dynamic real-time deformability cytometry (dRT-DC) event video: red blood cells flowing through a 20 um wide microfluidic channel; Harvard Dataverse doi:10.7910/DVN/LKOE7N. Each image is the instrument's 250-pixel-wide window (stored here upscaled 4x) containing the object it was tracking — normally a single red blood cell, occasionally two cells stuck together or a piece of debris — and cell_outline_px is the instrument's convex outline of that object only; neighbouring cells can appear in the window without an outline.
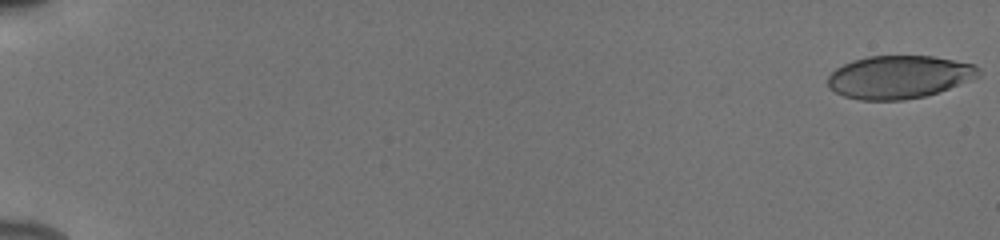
{"species": "human", "species_latin": "Homo sapiens", "temperature_condition": "cold", "stored_images_in_passage": 55, "camera_frame_rate_fps": 3000, "um_per_image_px": 0.085, "donor": {"sex": "male"}, "frame": {"image": 1, "passage_image": 1, "time_ms": 0.0, "image_size_px": [1000, 240], "cell_outline_px": [[980, 76], [948, 88], [924, 96], [904, 100], [860, 100], [844, 96], [828, 88], [828, 76], [836, 68], [852, 60], [868, 56], [932, 56], [976, 64], [980, 68]], "centroid_in_image_um": [76.41, 6.54], "position_along_channel_um": 8.6, "area_um2": 37.69}}
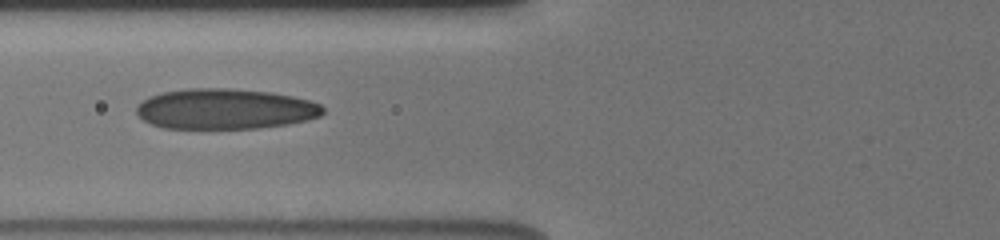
{"frame": {"image": 2, "passage_image": 24, "time_ms": 7.667, "image_size_px": [1000, 240], "cell_outline_px": [[324, 112], [320, 116], [308, 120], [288, 124], [256, 128], [164, 128], [152, 124], [144, 120], [136, 112], [136, 108], [148, 96], [164, 92], [188, 88], [228, 88], [272, 92], [292, 96], [308, 100], [320, 104], [324, 108]], "centroid_in_image_um": [19.16, 9.25], "position_along_channel_um": 106.6, "area_um2": 43.87}}
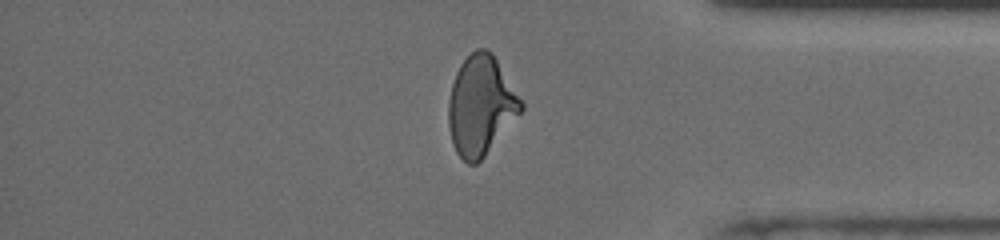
{"frame": {"image": 3, "passage_image": 47, "time_ms": 15.333, "image_size_px": [1000, 240], "cell_outline_px": [[524, 108], [484, 156], [476, 164], [468, 164], [456, 152], [452, 144], [448, 124], [448, 100], [452, 84], [456, 72], [460, 64], [476, 48], [484, 48], [492, 52], [524, 104]], "centroid_in_image_um": [40.85, 8.96], "position_along_channel_um": 394.4, "area_um2": 41.67}, "authors_computed_cell_mechanics": {"area_um2": 41.327, "velocity_mm_per_s": 3.9162, "shape_relaxation_time_tau1_ms": 6.7078, "shape_relaxation_time_tau2_ms": 1.0521, "deformation_change_tau1": 0.2001, "deformation_change_tau2": 0.0754}}